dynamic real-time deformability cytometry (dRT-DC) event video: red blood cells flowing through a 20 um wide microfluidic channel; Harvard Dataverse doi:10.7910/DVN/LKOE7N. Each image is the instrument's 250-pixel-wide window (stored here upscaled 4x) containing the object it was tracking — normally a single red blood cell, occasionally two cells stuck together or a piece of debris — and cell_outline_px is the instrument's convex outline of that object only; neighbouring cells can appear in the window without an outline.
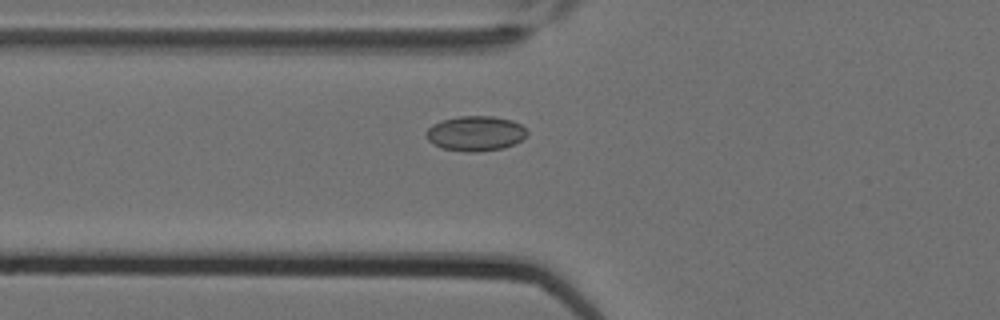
{"species": "Egyptian fruit bat (a non-hibernating species)", "species_latin": "Rousettus aegyptiacus", "temperature_condition": "cold", "stored_images_in_passage": 2, "camera_frame_rate_fps": 3000, "um_per_image_px": 0.085, "animal": {"sex": "female"}, "frame": {"image": 1, "passage_image": 2, "time_ms": 0.333, "image_size_px": [1000, 320], "cell_outline_px": [[528, 136], [504, 148], [476, 152], [468, 152], [444, 148], [432, 144], [424, 136], [424, 132], [432, 124], [440, 120], [460, 116], [492, 116], [512, 120], [520, 124], [528, 132]], "centroid_in_image_um": [40.38, 11.33], "position_along_channel_um": 85.4, "area_um2": 20.69}}